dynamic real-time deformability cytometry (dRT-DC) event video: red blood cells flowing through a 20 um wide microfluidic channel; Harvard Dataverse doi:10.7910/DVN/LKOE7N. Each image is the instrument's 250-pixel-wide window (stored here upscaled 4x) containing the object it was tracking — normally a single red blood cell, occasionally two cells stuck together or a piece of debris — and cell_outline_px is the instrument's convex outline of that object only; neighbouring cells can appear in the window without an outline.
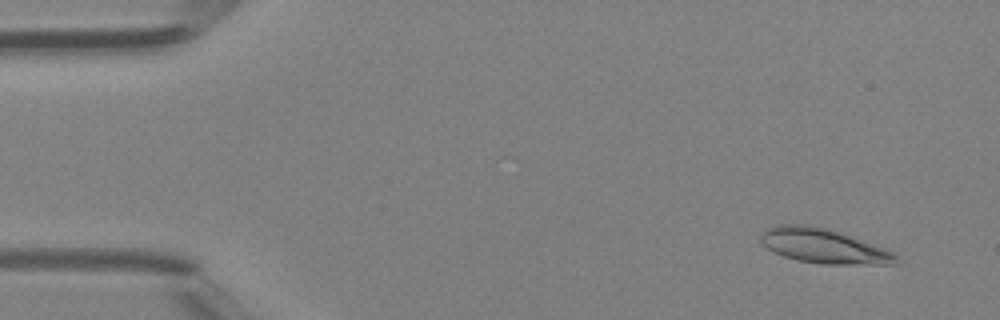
{"species": "Egyptian fruit bat (a non-hibernating species)", "species_latin": "Rousettus aegyptiacus", "temperature_condition": "room temperature", "stored_images_in_passage": 48, "camera_frame_rate_fps": 3000, "um_per_image_px": 0.085, "animal": {"sex": "female"}, "frame": {"image": 1, "passage_image": 4, "time_ms": 1.0, "image_size_px": [1000, 320], "cell_outline_px": [[900, 264], [820, 264], [796, 260], [772, 252], [760, 240], [760, 236], [764, 228], [776, 224], [808, 224], [828, 228], [840, 232], [884, 248], [892, 252], [896, 256]], "centroid_in_image_um": [69.96, 20.9], "position_along_channel_um": 15.0, "area_um2": 27.46}}
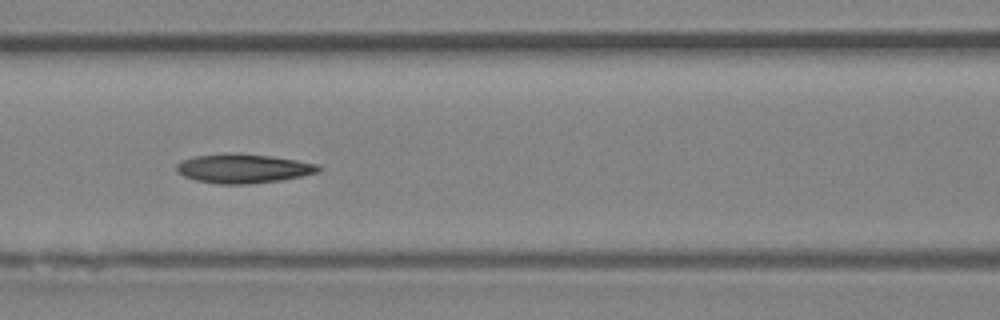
{"frame": {"image": 2, "passage_image": 21, "time_ms": 6.667, "image_size_px": [1000, 320], "cell_outline_px": [[324, 168], [320, 172], [280, 180], [248, 184], [216, 184], [196, 180], [184, 176], [176, 172], [176, 164], [180, 160], [196, 156], [236, 152], [272, 156], [296, 160], [316, 164]], "centroid_in_image_um": [20.66, 14.32], "position_along_channel_um": 145.9, "area_um2": 24.28}}
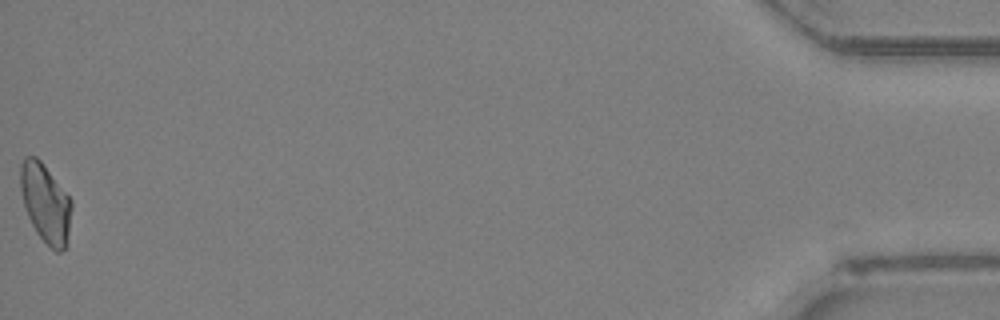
{"frame": {"image": 3, "passage_image": 48, "time_ms": 15.667, "image_size_px": [1000, 320], "cell_outline_px": [[72, 208], [68, 244], [60, 252], [56, 252], [36, 232], [28, 216], [24, 204], [20, 188], [20, 164], [24, 156], [36, 156], [40, 160], [72, 200]], "centroid_in_image_um": [3.88, 17.26], "position_along_channel_um": 431.3, "area_um2": 23.47}}